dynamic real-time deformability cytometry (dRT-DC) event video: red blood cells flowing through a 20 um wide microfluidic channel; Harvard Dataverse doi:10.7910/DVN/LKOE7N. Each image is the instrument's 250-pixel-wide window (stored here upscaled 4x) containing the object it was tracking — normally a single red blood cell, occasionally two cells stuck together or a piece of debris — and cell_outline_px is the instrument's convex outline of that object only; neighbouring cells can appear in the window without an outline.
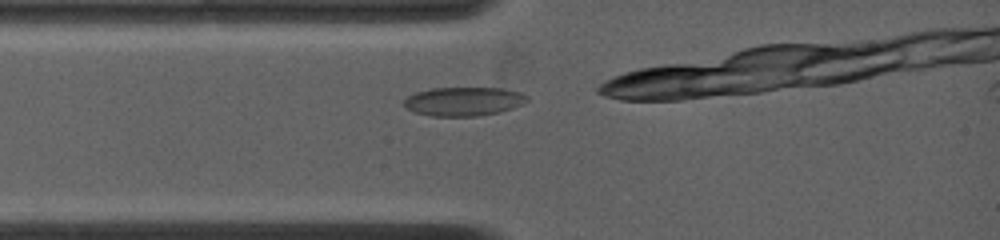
{"species": "common noctule bat (a hibernating species)", "species_latin": "Nyctalus noctula", "temperature_condition": "warm", "stored_images_in_passage": 19, "camera_frame_rate_fps": 4500, "um_per_image_px": 0.085, "animal": {"sex": "female", "body_mass_g": 19.0, "forearm_length_mm": 53.3}, "frame": {"image": 1, "passage_image": 1, "time_ms": 0.0, "image_size_px": [1000, 240], "cell_outline_px": [[528, 100], [524, 104], [500, 112], [476, 116], [432, 116], [416, 112], [408, 108], [404, 104], [404, 100], [408, 96], [416, 92], [432, 88], [504, 88], [520, 92], [528, 96]], "centroid_in_image_um": [39.45, 8.61], "position_along_channel_um": 45.5, "area_um2": 20.63}}
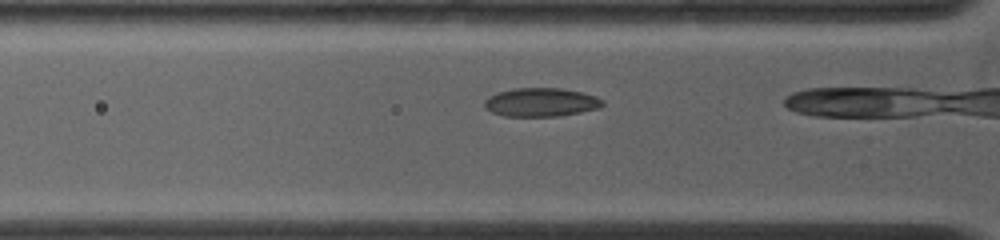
{"frame": {"image": 2, "passage_image": 4, "time_ms": 0.889, "image_size_px": [1000, 240], "cell_outline_px": [[604, 104], [600, 108], [560, 116], [504, 116], [492, 112], [484, 108], [484, 100], [488, 96], [496, 92], [512, 88], [560, 88], [580, 92], [596, 96], [604, 100]], "centroid_in_image_um": [45.96, 8.69], "position_along_channel_um": 79.8, "area_um2": 19.88}}
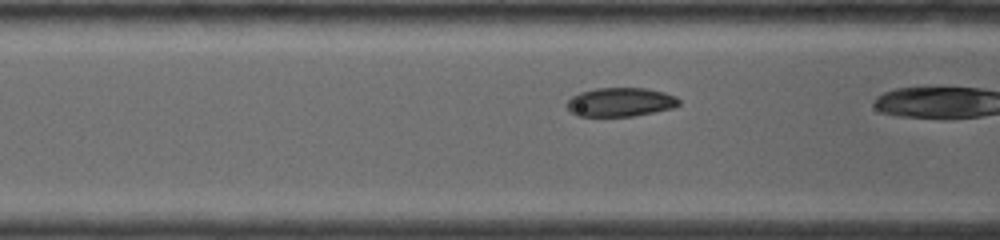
{"frame": {"image": 3, "passage_image": 8, "time_ms": 1.778, "image_size_px": [1000, 240], "cell_outline_px": [[680, 104], [676, 108], [632, 116], [576, 116], [568, 108], [568, 100], [572, 96], [580, 92], [596, 88], [644, 88], [664, 92], [676, 96], [680, 100]], "centroid_in_image_um": [52.77, 8.68], "position_along_channel_um": 113.8, "area_um2": 18.9}}